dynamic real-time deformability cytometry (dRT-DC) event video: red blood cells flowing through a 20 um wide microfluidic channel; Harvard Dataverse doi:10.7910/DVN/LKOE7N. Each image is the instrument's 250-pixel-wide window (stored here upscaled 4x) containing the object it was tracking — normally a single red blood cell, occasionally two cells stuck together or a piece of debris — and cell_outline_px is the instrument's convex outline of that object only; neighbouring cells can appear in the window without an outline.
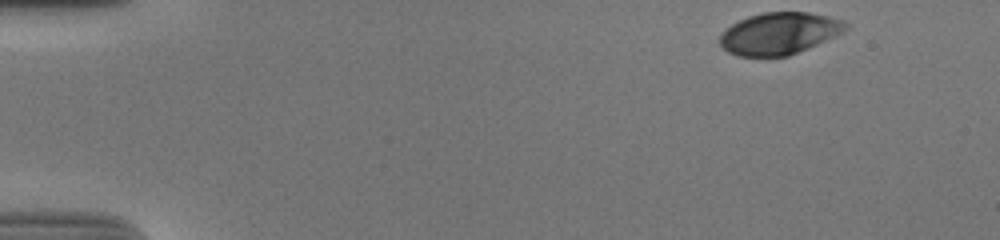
{"species": "human", "species_latin": "Homo sapiens", "temperature_condition": "cold", "stored_images_in_passage": 44, "camera_frame_rate_fps": 3000, "um_per_image_px": 0.085, "donor": {"sex": "male"}, "frame": {"image": 1, "passage_image": 1, "time_ms": 0.0, "image_size_px": [1000, 240], "cell_outline_px": [[848, 28], [808, 48], [788, 56], [736, 56], [728, 52], [720, 44], [720, 36], [732, 24], [748, 16], [764, 12], [808, 12], [828, 16], [844, 20], [848, 24]], "centroid_in_image_um": [66.22, 2.83], "position_along_channel_um": 18.8, "area_um2": 30.35}}
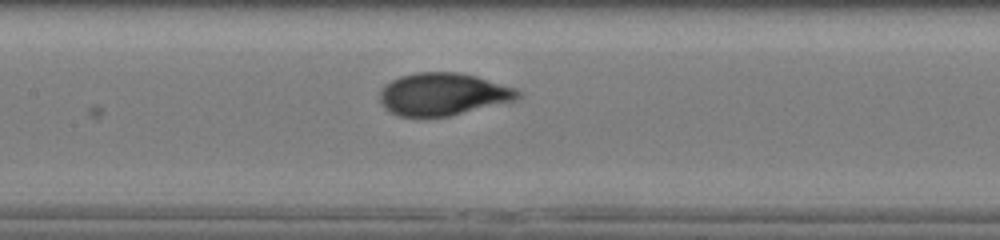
{"frame": {"image": 2, "passage_image": 23, "time_ms": 7.333, "image_size_px": [1000, 240], "cell_outline_px": [[524, 92], [516, 100], [448, 116], [400, 116], [384, 108], [380, 100], [380, 88], [384, 84], [400, 76], [416, 72], [456, 72], [476, 76], [516, 88]], "centroid_in_image_um": [37.66, 7.99], "position_along_channel_um": 169.7, "area_um2": 34.1}}
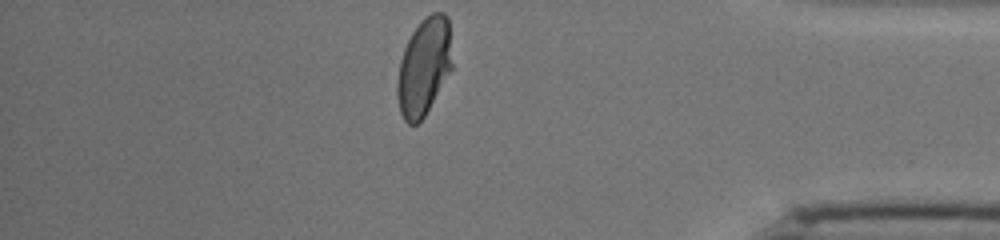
{"frame": {"image": 3, "passage_image": 44, "time_ms": 14.333, "image_size_px": [1000, 240], "cell_outline_px": [[452, 68], [424, 116], [416, 124], [408, 124], [404, 120], [400, 112], [396, 92], [396, 84], [400, 60], [404, 48], [412, 32], [420, 20], [424, 16], [432, 12], [444, 12], [448, 16], [452, 64]], "centroid_in_image_um": [36.02, 5.64], "position_along_channel_um": 399.2, "area_um2": 31.15}, "authors_computed_cell_mechanics": {"area_um2": 32.7726, "velocity_mm_per_s": 3.6804, "shape_relaxation_time_tau1_ms": 4.97, "shape_relaxation_time_tau2_ms": null, "deformation_change_tau1": 0.1803, "deformation_change_tau2": null}}